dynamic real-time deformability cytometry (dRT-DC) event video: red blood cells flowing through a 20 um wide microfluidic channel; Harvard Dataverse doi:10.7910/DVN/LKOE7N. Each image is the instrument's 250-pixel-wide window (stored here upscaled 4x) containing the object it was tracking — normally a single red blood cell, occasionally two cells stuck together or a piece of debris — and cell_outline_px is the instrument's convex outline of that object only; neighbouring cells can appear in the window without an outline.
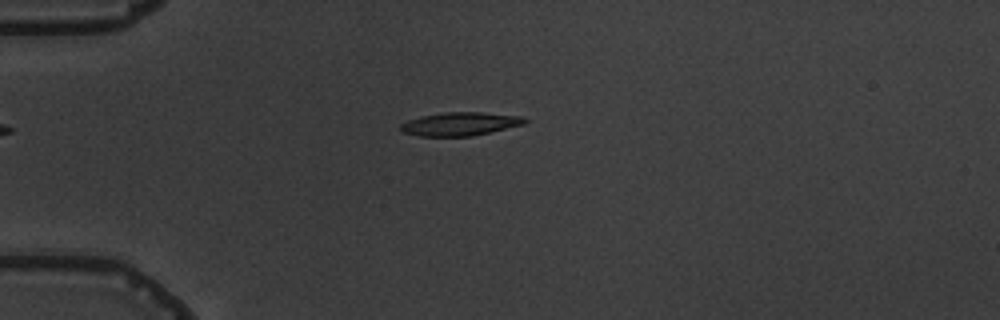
{"species": "common noctule bat (a hibernating species)", "species_latin": "Nyctalus noctula", "temperature_condition": "warm", "stored_images_in_passage": 6, "camera_frame_rate_fps": 3000, "um_per_image_px": 0.085, "animal": {"sex": "male", "body_mass_g": 19.5, "forearm_length_mm": 54.6}, "frame": {"image": 1, "passage_image": 4, "time_ms": 3.667, "image_size_px": [1000, 320], "cell_outline_px": [[528, 120], [524, 124], [472, 136], [420, 136], [400, 132], [400, 124], [408, 120], [420, 116], [444, 112], [480, 112], [524, 116]], "centroid_in_image_um": [39.09, 10.53], "position_along_channel_um": 45.9, "area_um2": 16.99}}